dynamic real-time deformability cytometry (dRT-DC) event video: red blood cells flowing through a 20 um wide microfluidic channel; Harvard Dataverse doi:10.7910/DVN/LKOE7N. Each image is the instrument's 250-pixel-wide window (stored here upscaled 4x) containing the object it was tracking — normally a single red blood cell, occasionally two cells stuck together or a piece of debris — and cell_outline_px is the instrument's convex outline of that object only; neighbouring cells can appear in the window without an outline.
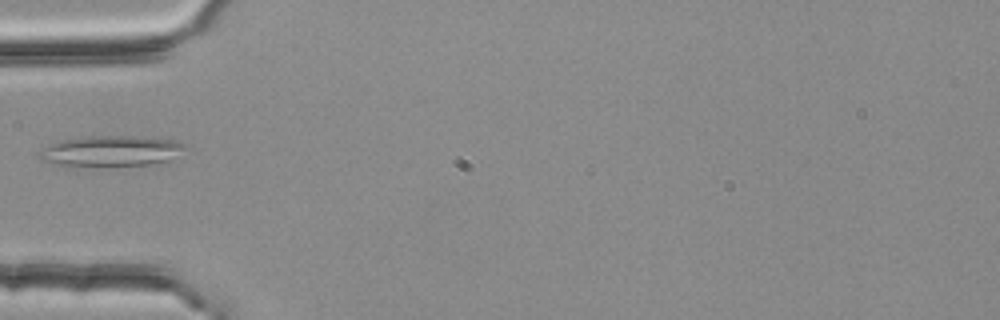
{"species": "common noctule bat (a hibernating species)", "species_latin": "Nyctalus noctula", "temperature_condition": "room temperature", "stored_images_in_passage": 4, "camera_frame_rate_fps": 3000, "um_per_image_px": 0.085, "animal": {"sex": "female", "body_mass_g": 25.1}, "frame": {"image": 1, "passage_image": 4, "time_ms": 1.0, "image_size_px": [1000, 320], "cell_outline_px": [[188, 148], [168, 160], [156, 164], [56, 164], [40, 160], [40, 156], [44, 148], [48, 144], [60, 140], [84, 136], [132, 136], [176, 140], [184, 144]], "centroid_in_image_um": [9.48, 12.79], "position_along_channel_um": 75.5, "area_um2": 25.2}}